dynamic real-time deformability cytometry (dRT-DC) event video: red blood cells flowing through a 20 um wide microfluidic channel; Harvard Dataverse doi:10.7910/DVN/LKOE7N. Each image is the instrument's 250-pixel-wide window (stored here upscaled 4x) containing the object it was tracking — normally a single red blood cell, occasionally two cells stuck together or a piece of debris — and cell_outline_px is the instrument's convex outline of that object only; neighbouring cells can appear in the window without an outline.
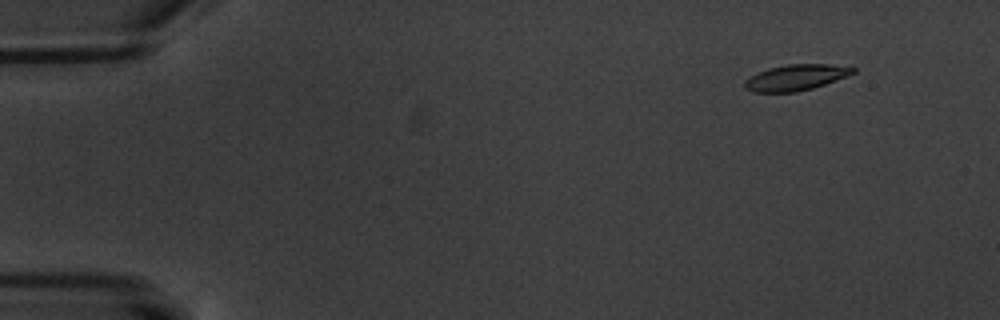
{"species": "common noctule bat (a hibernating species)", "species_latin": "Nyctalus noctula", "temperature_condition": "warm", "stored_images_in_passage": 5, "camera_frame_rate_fps": 3000, "um_per_image_px": 0.085, "animal": {"sex": "male", "body_mass_g": 20.1, "forearm_length_mm": 53.5}, "frame": {"image": 1, "passage_image": 2, "time_ms": 1.333, "image_size_px": [1000, 320], "cell_outline_px": [[856, 72], [848, 76], [812, 88], [796, 92], [752, 92], [744, 88], [744, 80], [756, 72], [768, 68], [788, 64], [828, 64], [856, 68]], "centroid_in_image_um": [67.61, 6.58], "position_along_channel_um": 17.4, "area_um2": 16.42}}